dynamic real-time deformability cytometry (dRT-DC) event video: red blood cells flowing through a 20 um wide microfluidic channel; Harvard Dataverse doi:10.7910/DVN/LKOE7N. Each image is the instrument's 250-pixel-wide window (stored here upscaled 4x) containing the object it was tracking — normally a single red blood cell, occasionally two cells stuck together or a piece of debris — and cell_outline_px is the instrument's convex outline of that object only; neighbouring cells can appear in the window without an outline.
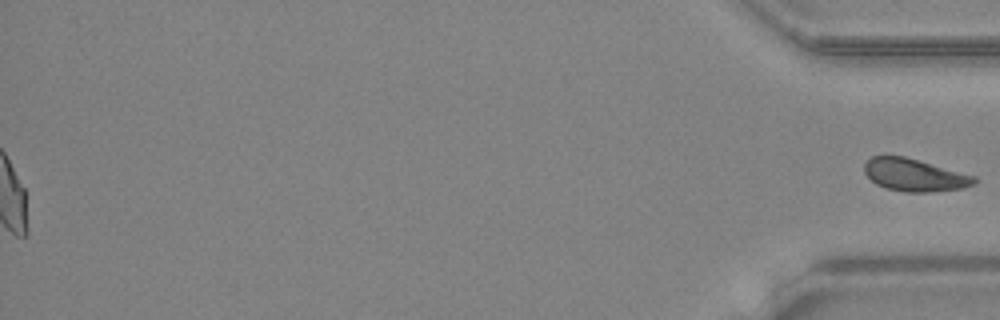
{"species": "common noctule bat (a hibernating species)", "species_latin": "Nyctalus noctula", "temperature_condition": "warm", "stored_images_in_passage": 38, "segment_of_instrument_passage": [2, 2], "camera_frame_rate_fps": 3000, "um_per_image_px": 0.085, "animal": {"sex": "female", "body_mass_g": 24.6, "forearm_length_mm": 56.2}, "frame": {"image": 1, "passage_image": 38, "time_ms": 12.333, "image_size_px": [1000, 320], "cell_outline_px": [[976, 184], [964, 188], [932, 192], [904, 192], [884, 188], [876, 184], [864, 172], [864, 164], [872, 156], [904, 156], [976, 176]], "centroid_in_image_um": [77.75, 14.89], "position_along_channel_um": 357.5, "area_um2": 20.87}}